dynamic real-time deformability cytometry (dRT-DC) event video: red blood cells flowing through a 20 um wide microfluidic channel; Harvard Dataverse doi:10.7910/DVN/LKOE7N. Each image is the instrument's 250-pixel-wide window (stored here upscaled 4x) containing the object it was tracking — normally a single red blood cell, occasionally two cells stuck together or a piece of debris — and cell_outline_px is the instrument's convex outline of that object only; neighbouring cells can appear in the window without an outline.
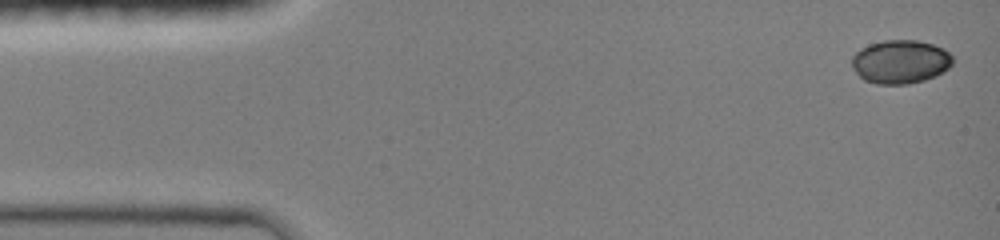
{"species": "common noctule bat (a hibernating species)", "species_latin": "Nyctalus noctula", "temperature_condition": "room temperature", "stored_images_in_passage": 9, "camera_frame_rate_fps": 3000, "um_per_image_px": 0.085, "animal": {"sex": "female", "body_mass_g": 19.0, "forearm_length_mm": 51.5}, "frame": {"image": 1, "passage_image": 1, "time_ms": 0.0, "image_size_px": [1000, 240], "cell_outline_px": [[952, 64], [948, 68], [924, 80], [908, 84], [876, 84], [864, 80], [852, 68], [852, 56], [860, 48], [868, 44], [884, 40], [916, 40], [932, 44], [944, 48], [952, 56]], "centroid_in_image_um": [76.5, 5.24], "position_along_channel_um": 8.5, "area_um2": 25.55}}
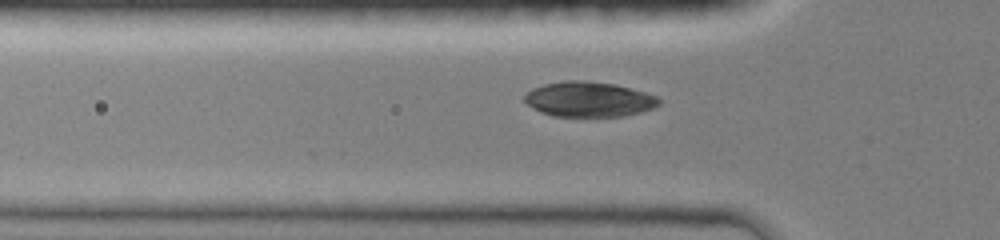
{"frame": {"image": 2, "passage_image": 7, "time_ms": 4.333, "image_size_px": [1000, 240], "cell_outline_px": [[660, 104], [652, 108], [640, 112], [624, 116], [552, 116], [540, 112], [528, 104], [524, 100], [524, 96], [532, 88], [544, 84], [564, 80], [584, 80], [612, 84], [644, 92], [656, 96], [660, 100]], "centroid_in_image_um": [50.02, 8.44], "position_along_channel_um": 75.8, "area_um2": 27.28}}
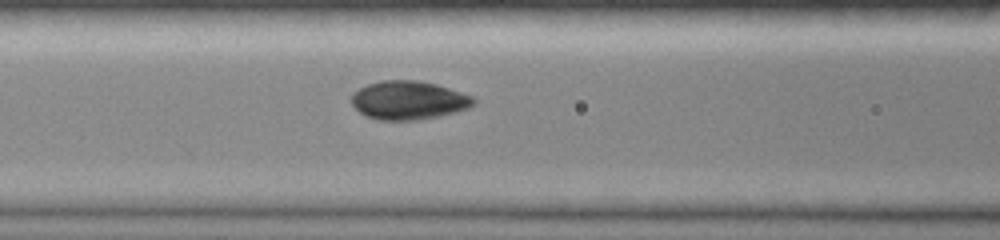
{"frame": {"image": 3, "passage_image": 9, "time_ms": 5.667, "image_size_px": [1000, 240], "cell_outline_px": [[476, 104], [468, 108], [456, 112], [416, 120], [376, 120], [360, 112], [352, 104], [352, 96], [360, 88], [368, 84], [380, 80], [420, 80], [436, 84], [472, 96], [476, 100]], "centroid_in_image_um": [34.75, 8.52], "position_along_channel_um": 131.9, "area_um2": 27.28}}